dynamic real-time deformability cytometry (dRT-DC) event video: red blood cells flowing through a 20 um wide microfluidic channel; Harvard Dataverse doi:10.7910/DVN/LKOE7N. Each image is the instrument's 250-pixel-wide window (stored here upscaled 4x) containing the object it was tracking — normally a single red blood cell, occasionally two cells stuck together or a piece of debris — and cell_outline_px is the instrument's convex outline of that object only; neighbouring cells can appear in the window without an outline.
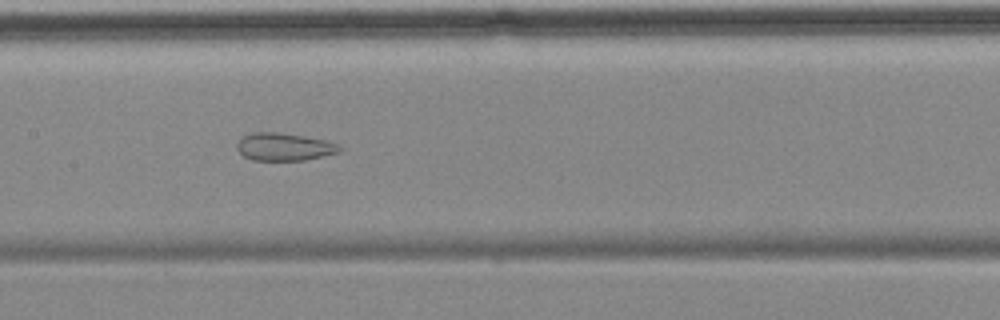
{"species": "common noctule bat (a hibernating species)", "species_latin": "Nyctalus noctula", "temperature_condition": "cold", "stored_images_in_passage": 10, "camera_frame_rate_fps": 3000, "um_per_image_px": 0.085, "animal": {"sex": "female", "body_mass_g": 18.4}, "frame": {"image": 1, "passage_image": 7, "time_ms": 7.0, "image_size_px": [1000, 320], "cell_outline_px": [[344, 148], [340, 152], [304, 160], [252, 160], [244, 156], [236, 148], [236, 144], [244, 136], [252, 132], [280, 132], [328, 140]], "centroid_in_image_um": [24.17, 12.47], "position_along_channel_um": 183.2, "area_um2": 16.59}}
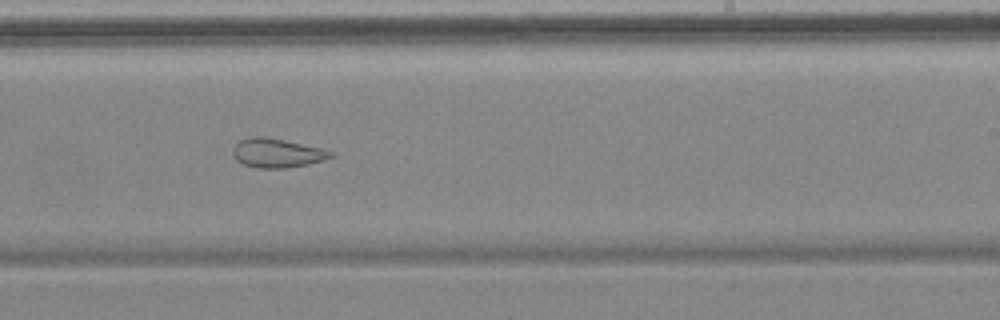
{"frame": {"image": 2, "passage_image": 9, "time_ms": 9.333, "image_size_px": [1000, 320], "cell_outline_px": [[336, 156], [324, 160], [308, 164], [284, 168], [260, 168], [244, 164], [236, 160], [232, 156], [232, 148], [240, 140], [248, 136], [264, 136], [324, 148], [336, 152]], "centroid_in_image_um": [23.58, 12.99], "position_along_channel_um": 265.4, "area_um2": 16.88}}